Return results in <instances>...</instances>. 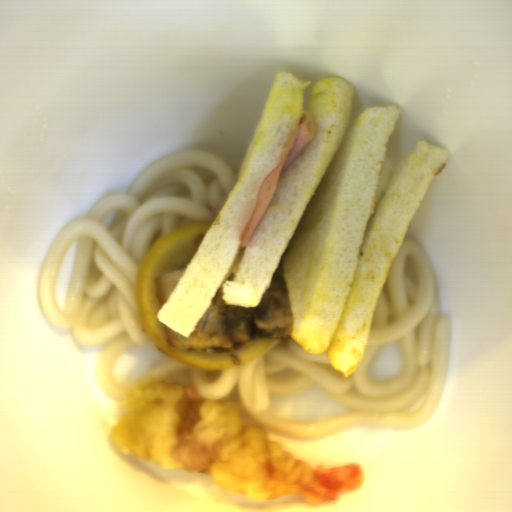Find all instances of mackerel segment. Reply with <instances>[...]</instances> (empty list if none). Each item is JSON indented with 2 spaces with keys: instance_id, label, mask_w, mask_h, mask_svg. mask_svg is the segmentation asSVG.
<instances>
[{
  "instance_id": "2",
  "label": "mackerel segment",
  "mask_w": 512,
  "mask_h": 512,
  "mask_svg": "<svg viewBox=\"0 0 512 512\" xmlns=\"http://www.w3.org/2000/svg\"><path fill=\"white\" fill-rule=\"evenodd\" d=\"M188 266H180L172 272L157 277L155 281L156 295L160 309L166 304L169 297L180 282Z\"/></svg>"
},
{
  "instance_id": "1",
  "label": "mackerel segment",
  "mask_w": 512,
  "mask_h": 512,
  "mask_svg": "<svg viewBox=\"0 0 512 512\" xmlns=\"http://www.w3.org/2000/svg\"><path fill=\"white\" fill-rule=\"evenodd\" d=\"M293 318L281 259L256 307L227 304L220 289L215 292L190 338L185 339L166 326L167 342L187 352H222L253 338L292 337Z\"/></svg>"
}]
</instances>
